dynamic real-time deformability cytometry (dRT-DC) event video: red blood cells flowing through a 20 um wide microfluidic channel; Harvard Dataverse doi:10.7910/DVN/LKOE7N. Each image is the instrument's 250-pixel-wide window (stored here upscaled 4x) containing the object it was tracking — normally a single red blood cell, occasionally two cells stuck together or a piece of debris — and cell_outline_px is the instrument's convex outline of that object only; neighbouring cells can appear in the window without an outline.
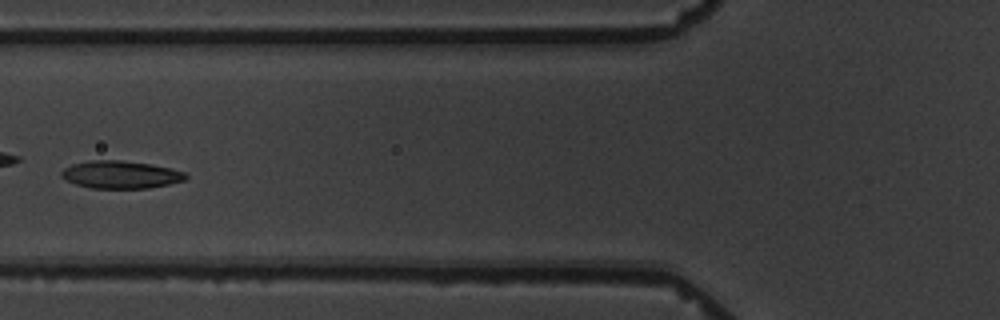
{"species": "common noctule bat (a hibernating species)", "species_latin": "Nyctalus noctula", "temperature_condition": "warm", "stored_images_in_passage": 7, "camera_frame_rate_fps": 3000, "um_per_image_px": 0.085, "animal": {"sex": "male", "body_mass_g": 19.5, "forearm_length_mm": 54.6}, "frame": {"image": 1, "passage_image": 6, "time_ms": 6.0, "image_size_px": [1000, 320], "cell_outline_px": [[188, 176], [184, 180], [168, 184], [148, 188], [92, 188], [76, 184], [60, 176], [60, 172], [64, 168], [72, 164], [92, 160], [120, 160], [152, 164], [184, 172]], "centroid_in_image_um": [10.23, 14.84], "position_along_channel_um": 115.6, "area_um2": 19.83}}
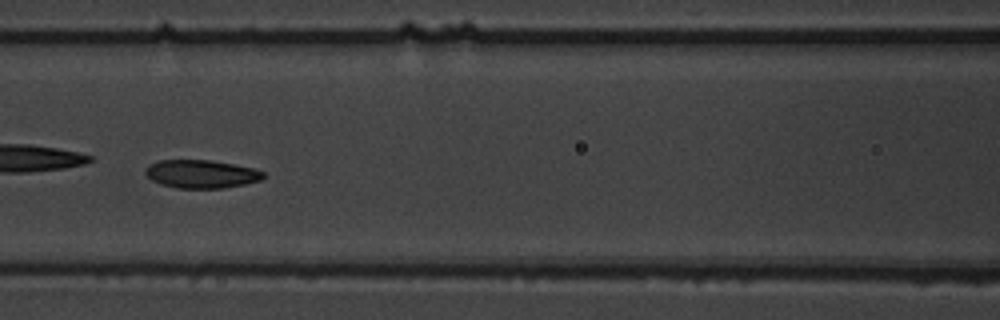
{"frame": {"image": 2, "passage_image": 7, "time_ms": 7.0, "image_size_px": [1000, 320], "cell_outline_px": [[264, 176], [260, 180], [244, 184], [224, 188], [176, 188], [160, 184], [152, 180], [144, 172], [148, 164], [160, 160], [208, 160], [232, 164], [252, 168], [264, 172]], "centroid_in_image_um": [17.07, 14.79], "position_along_channel_um": 149.5, "area_um2": 19.25}}